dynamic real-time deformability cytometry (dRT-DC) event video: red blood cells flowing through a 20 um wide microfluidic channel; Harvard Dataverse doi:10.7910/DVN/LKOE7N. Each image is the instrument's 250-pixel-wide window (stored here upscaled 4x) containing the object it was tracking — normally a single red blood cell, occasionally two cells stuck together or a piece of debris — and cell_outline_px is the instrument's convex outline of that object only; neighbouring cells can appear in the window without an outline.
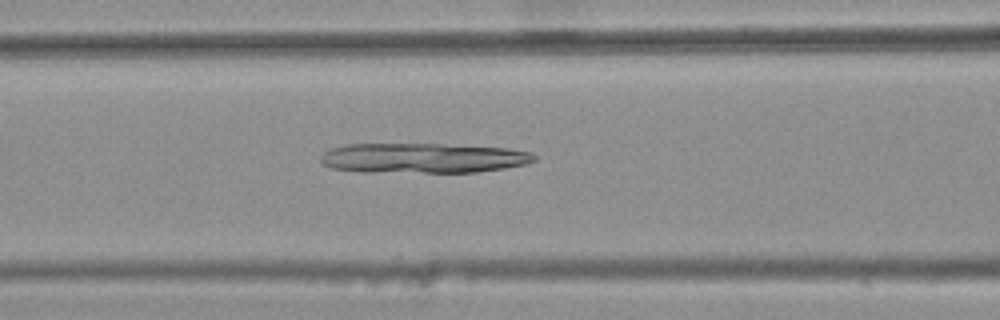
{"species": "common noctule bat (a hibernating species)", "species_latin": "Nyctalus noctula", "temperature_condition": "warm", "stored_images_in_passage": 47, "camera_frame_rate_fps": 3000, "um_per_image_px": 0.085, "animal": {"sex": "female", "body_mass_g": 25.1}, "frame": {"image": 1, "passage_image": 22, "time_ms": 7.0, "image_size_px": [1000, 320], "cell_outline_px": [[536, 160], [524, 164], [504, 168], [476, 172], [360, 172], [332, 168], [324, 164], [320, 160], [320, 156], [324, 152], [332, 148], [348, 144], [440, 144], [508, 148], [528, 152], [536, 156]], "centroid_in_image_um": [35.92, 13.44], "position_along_channel_um": 130.7, "area_um2": 37.22}}
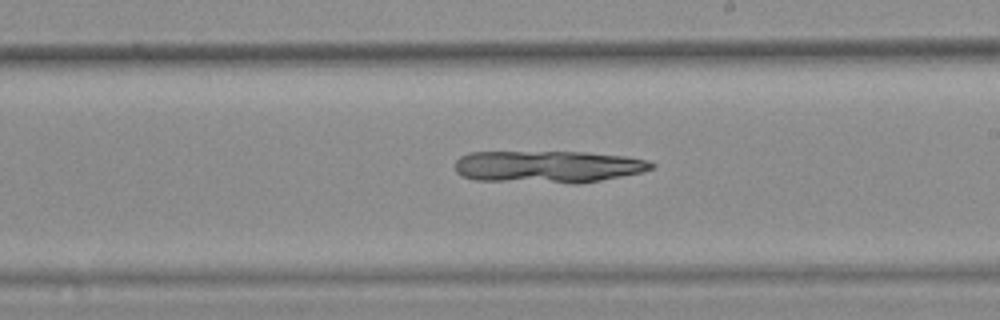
{"frame": {"image": 2, "passage_image": 31, "time_ms": 10.0, "image_size_px": [1000, 320], "cell_outline_px": [[656, 164], [652, 168], [644, 172], [600, 180], [576, 184], [572, 184], [472, 180], [456, 172], [456, 160], [460, 156], [468, 152], [588, 152], [624, 156], [648, 160]], "centroid_in_image_um": [46.58, 14.17], "position_along_channel_um": 242.4, "area_um2": 37.22}}
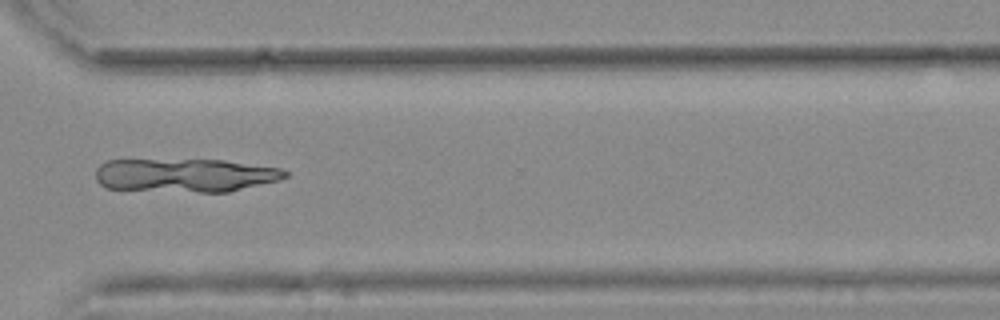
{"frame": {"image": 3, "passage_image": 40, "time_ms": 13.0, "image_size_px": [1000, 320], "cell_outline_px": [[288, 176], [280, 180], [228, 192], [200, 192], [104, 188], [96, 180], [96, 168], [100, 164], [108, 160], [224, 160], [280, 168], [288, 172]], "centroid_in_image_um": [15.74, 14.9], "position_along_channel_um": 354.9, "area_um2": 36.99}}